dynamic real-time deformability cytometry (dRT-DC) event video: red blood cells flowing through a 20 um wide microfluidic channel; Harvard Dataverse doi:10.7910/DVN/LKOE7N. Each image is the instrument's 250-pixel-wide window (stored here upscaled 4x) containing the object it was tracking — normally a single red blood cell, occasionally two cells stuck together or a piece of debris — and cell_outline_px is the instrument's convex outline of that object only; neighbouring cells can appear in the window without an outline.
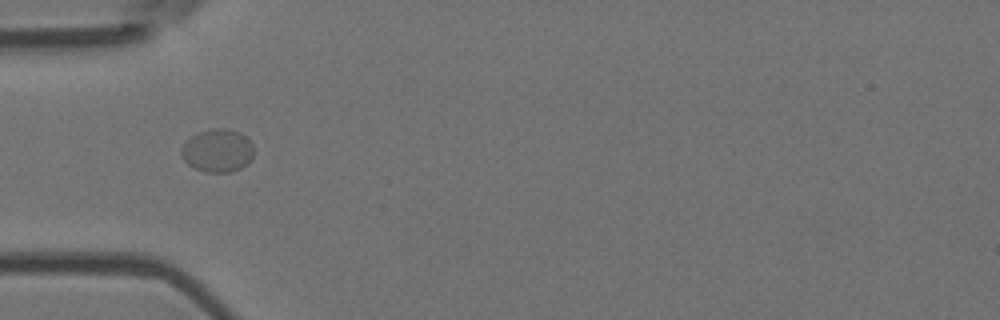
{"species": "Egyptian fruit bat (a non-hibernating species)", "species_latin": "Rousettus aegyptiacus", "temperature_condition": "room temperature", "stored_images_in_passage": 10, "camera_frame_rate_fps": 3000, "um_per_image_px": 0.085, "animal": {"sex": "female"}, "frame": {"image": 1, "passage_image": 4, "time_ms": 1.0, "image_size_px": [1000, 320], "cell_outline_px": [[252, 156], [248, 164], [232, 172], [204, 172], [188, 164], [184, 160], [180, 152], [180, 148], [196, 132], [212, 128], [228, 128], [240, 132], [252, 144]], "centroid_in_image_um": [18.48, 12.79], "position_along_channel_um": 66.5, "area_um2": 18.21}}
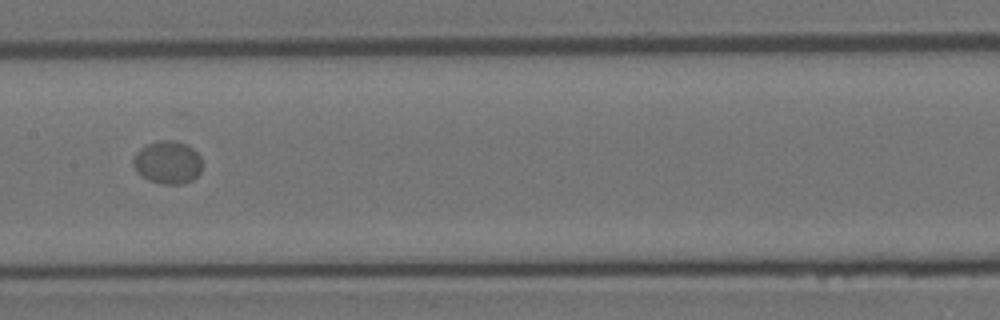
{"frame": {"image": 2, "passage_image": 7, "time_ms": 2.0, "image_size_px": [1000, 320], "cell_outline_px": [[200, 172], [192, 180], [184, 184], [160, 184], [148, 180], [140, 176], [136, 172], [132, 164], [132, 160], [136, 152], [144, 144], [160, 140], [176, 140], [188, 144], [200, 156]], "centroid_in_image_um": [14.2, 13.79], "position_along_channel_um": 193.2, "area_um2": 17.57}}
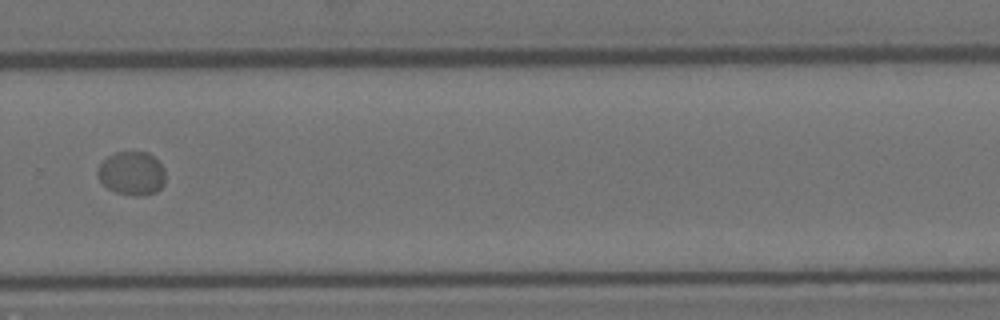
{"frame": {"image": 3, "passage_image": 10, "time_ms": 3.0, "image_size_px": [1000, 320], "cell_outline_px": [[164, 184], [156, 192], [140, 196], [136, 196], [116, 192], [108, 188], [96, 176], [96, 172], [100, 164], [108, 156], [116, 152], [148, 152], [164, 168]], "centroid_in_image_um": [11.19, 14.74], "position_along_channel_um": 318.6, "area_um2": 17.11}}